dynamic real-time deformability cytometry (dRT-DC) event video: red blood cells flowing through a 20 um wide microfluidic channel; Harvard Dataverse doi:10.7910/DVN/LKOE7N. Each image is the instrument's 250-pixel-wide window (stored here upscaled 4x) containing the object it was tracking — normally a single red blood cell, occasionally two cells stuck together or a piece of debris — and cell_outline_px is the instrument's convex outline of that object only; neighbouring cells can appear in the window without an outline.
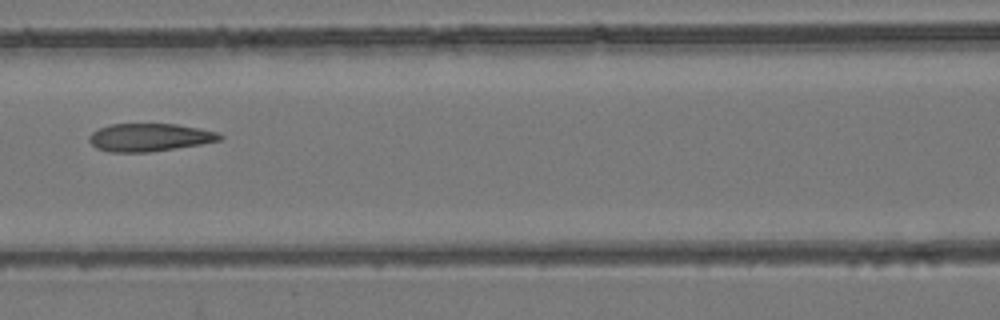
{"species": "common noctule bat (a hibernating species)", "species_latin": "Nyctalus noctula", "temperature_condition": "room temperature", "stored_images_in_passage": 3, "camera_frame_rate_fps": 3000, "um_per_image_px": 0.085, "animal": {"sex": "female", "body_mass_g": 24.6, "forearm_length_mm": 56.2}, "frame": {"image": 1, "passage_image": 3, "time_ms": 2.333, "image_size_px": [1000, 320], "cell_outline_px": [[224, 136], [220, 140], [200, 144], [176, 148], [148, 152], [108, 152], [96, 148], [88, 140], [88, 136], [92, 132], [100, 128], [112, 124], [176, 124], [200, 128], [220, 132]], "centroid_in_image_um": [12.72, 11.67], "position_along_channel_um": 153.9, "area_um2": 21.27}}